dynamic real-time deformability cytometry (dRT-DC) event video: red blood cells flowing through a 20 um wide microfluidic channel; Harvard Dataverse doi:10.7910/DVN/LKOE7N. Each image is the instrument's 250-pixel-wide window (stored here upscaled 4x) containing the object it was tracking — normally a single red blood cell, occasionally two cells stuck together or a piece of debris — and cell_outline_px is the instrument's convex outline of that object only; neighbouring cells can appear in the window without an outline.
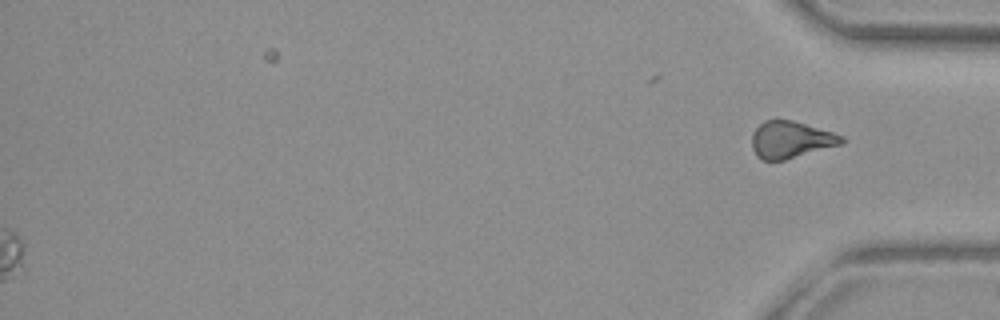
{"species": "common noctule bat (a hibernating species)", "species_latin": "Nyctalus noctula", "temperature_condition": "warm", "stored_images_in_passage": 46, "segment_of_instrument_passage": [2, 2], "camera_frame_rate_fps": 3000, "um_per_image_px": 0.085, "animal": {"sex": "female", "body_mass_g": 29.2, "forearm_length_mm": 56.3}, "frame": {"image": 1, "passage_image": 46, "time_ms": 15.0, "image_size_px": [1000, 320], "cell_outline_px": [[848, 140], [844, 144], [784, 160], [760, 160], [756, 156], [752, 148], [752, 132], [764, 120], [792, 120], [832, 132], [844, 136]], "centroid_in_image_um": [67.24, 11.88], "position_along_channel_um": 368.0, "area_um2": 19.48}}